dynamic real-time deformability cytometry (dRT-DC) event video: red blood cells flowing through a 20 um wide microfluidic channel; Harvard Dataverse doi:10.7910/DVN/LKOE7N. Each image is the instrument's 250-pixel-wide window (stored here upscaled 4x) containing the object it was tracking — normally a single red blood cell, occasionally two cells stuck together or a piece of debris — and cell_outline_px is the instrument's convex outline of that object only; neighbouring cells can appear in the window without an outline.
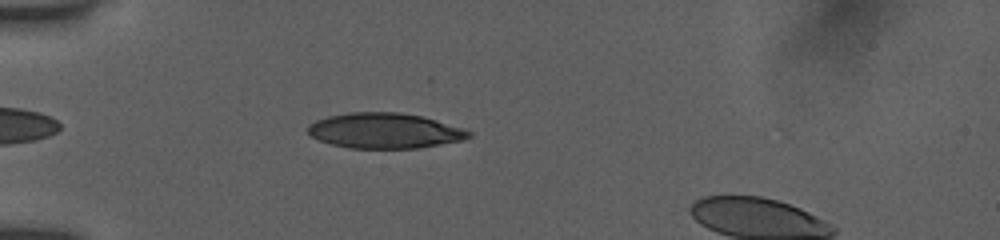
{"species": "human", "species_latin": "Homo sapiens", "temperature_condition": "room temperature", "stored_images_in_passage": 6, "camera_frame_rate_fps": 3000, "um_per_image_px": 0.085, "donor": {"sex": "female"}, "frame": {"image": 1, "passage_image": 5, "time_ms": 1.333, "image_size_px": [1000, 240], "cell_outline_px": [[472, 136], [464, 140], [416, 148], [348, 148], [332, 144], [320, 140], [312, 136], [308, 132], [308, 124], [316, 120], [328, 116], [352, 112], [400, 112], [420, 116], [436, 120], [472, 132]], "centroid_in_image_um": [32.68, 11.11], "position_along_channel_um": 52.3, "area_um2": 32.89}}